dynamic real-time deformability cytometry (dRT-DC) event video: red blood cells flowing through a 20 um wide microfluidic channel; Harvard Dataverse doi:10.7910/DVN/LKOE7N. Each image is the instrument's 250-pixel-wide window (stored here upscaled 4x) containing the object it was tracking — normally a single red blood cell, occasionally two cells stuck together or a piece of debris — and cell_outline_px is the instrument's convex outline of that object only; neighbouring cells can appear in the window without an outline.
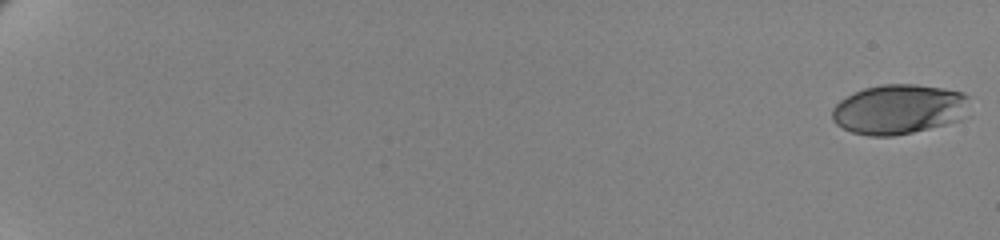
{"species": "human", "species_latin": "Homo sapiens", "temperature_condition": "cold", "stored_images_in_passage": 62, "camera_frame_rate_fps": 3000, "um_per_image_px": 0.085, "donor": {"sex": "female"}, "frame": {"image": 1, "passage_image": 1, "time_ms": 0.0, "image_size_px": [1000, 240], "cell_outline_px": [[968, 96], [960, 120], [912, 132], [892, 136], [868, 136], [852, 132], [836, 124], [832, 120], [832, 108], [840, 100], [864, 88], [884, 84], [916, 84], [944, 88], [964, 92]], "centroid_in_image_um": [76.35, 9.28], "position_along_channel_um": 8.6, "area_um2": 39.42}}
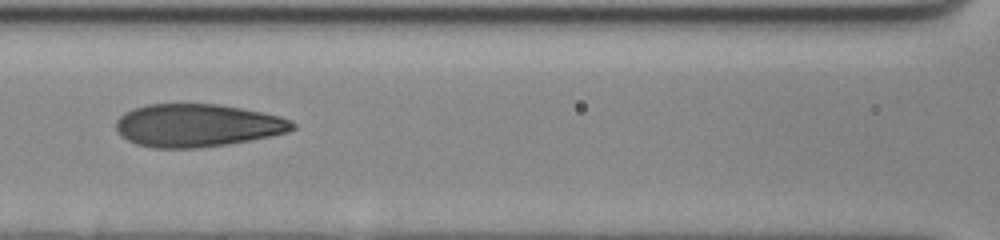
{"frame": {"image": 2, "passage_image": 33, "time_ms": 10.667, "image_size_px": [1000, 240], "cell_outline_px": [[296, 128], [288, 132], [272, 136], [228, 144], [200, 148], [152, 148], [136, 144], [120, 136], [116, 128], [116, 120], [124, 112], [148, 104], [220, 104], [280, 116], [292, 120], [296, 124]], "centroid_in_image_um": [16.78, 10.67], "position_along_channel_um": 149.8, "area_um2": 44.27}}
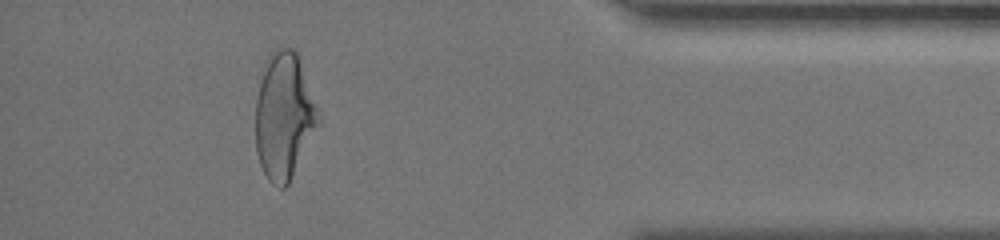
{"frame": {"image": 3, "passage_image": 58, "time_ms": 19.0, "image_size_px": [1000, 240], "cell_outline_px": [[320, 120], [288, 184], [284, 188], [280, 188], [272, 184], [268, 180], [260, 164], [256, 152], [256, 100], [260, 84], [268, 56], [272, 52], [280, 48], [292, 48], [296, 52], [320, 112]], "centroid_in_image_um": [24.14, 9.89], "position_along_channel_um": 411.1, "area_um2": 45.49}, "authors_computed_cell_mechanics": {"area_um2": 43.4656, "velocity_mm_per_s": 3.4569, "shape_relaxation_time_tau1_ms": 4.0691, "shape_relaxation_time_tau2_ms": 0.9654, "deformation_change_tau1": 0.1933, "deformation_change_tau2": 0.0867}}